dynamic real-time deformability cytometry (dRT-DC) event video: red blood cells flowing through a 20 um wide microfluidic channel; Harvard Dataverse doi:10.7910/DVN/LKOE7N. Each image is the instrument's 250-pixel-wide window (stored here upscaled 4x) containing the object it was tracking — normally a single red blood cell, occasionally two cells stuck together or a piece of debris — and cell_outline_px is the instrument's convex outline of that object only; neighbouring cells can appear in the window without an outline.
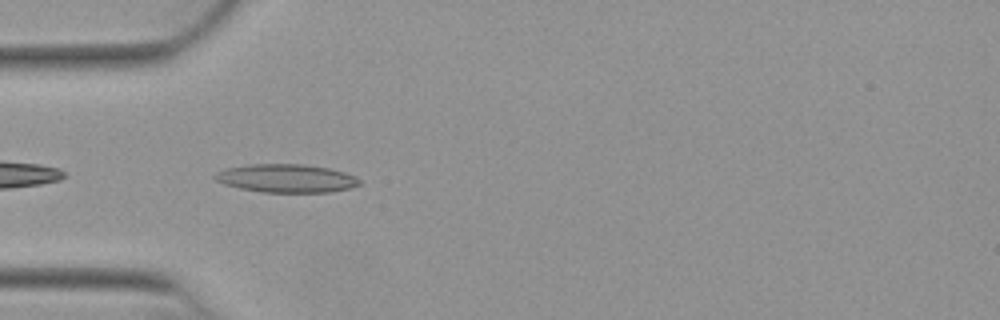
{"species": "Egyptian fruit bat (a non-hibernating species)", "species_latin": "Rousettus aegyptiacus", "temperature_condition": "warm", "stored_images_in_passage": 5, "camera_frame_rate_fps": 3000, "um_per_image_px": 0.085, "animal": {"sex": "female"}, "frame": {"image": 1, "passage_image": 2, "time_ms": 0.333, "image_size_px": [1000, 320], "cell_outline_px": [[360, 184], [348, 188], [328, 192], [264, 192], [240, 188], [224, 184], [216, 180], [212, 176], [216, 172], [228, 168], [252, 164], [304, 164], [328, 168], [344, 172], [356, 176], [360, 180]], "centroid_in_image_um": [24.33, 15.15], "position_along_channel_um": 60.7, "area_um2": 23.64}}